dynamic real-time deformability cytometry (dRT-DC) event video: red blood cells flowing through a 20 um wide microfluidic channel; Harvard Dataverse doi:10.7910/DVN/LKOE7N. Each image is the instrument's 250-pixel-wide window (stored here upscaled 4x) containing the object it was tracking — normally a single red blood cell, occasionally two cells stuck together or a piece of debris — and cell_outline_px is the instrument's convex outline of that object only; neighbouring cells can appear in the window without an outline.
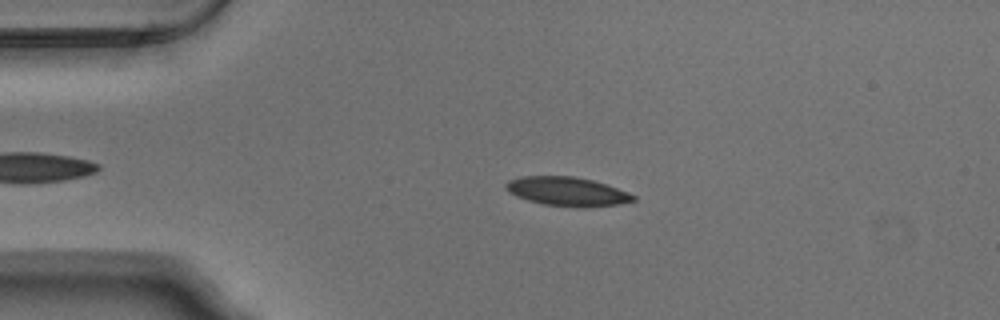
{"species": "Egyptian fruit bat (a non-hibernating species)", "species_latin": "Rousettus aegyptiacus", "temperature_condition": "warm", "stored_images_in_passage": 40, "camera_frame_rate_fps": 3000, "um_per_image_px": 0.085, "animal": {"sex": "male"}, "frame": {"image": 1, "passage_image": 8, "time_ms": 2.333, "image_size_px": [1000, 320], "cell_outline_px": [[636, 200], [620, 204], [584, 208], [580, 208], [544, 204], [528, 200], [516, 196], [508, 192], [504, 188], [504, 184], [508, 180], [520, 176], [572, 176], [592, 180], [628, 192], [636, 196]], "centroid_in_image_um": [48.18, 16.28], "position_along_channel_um": 36.8, "area_um2": 21.62}}
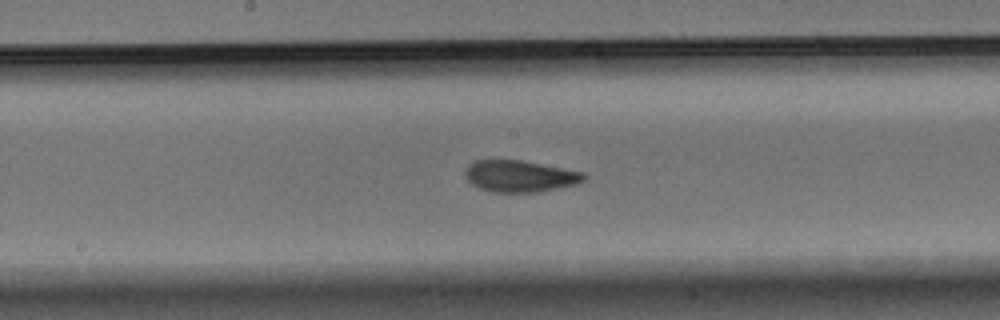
{"frame": {"image": 2, "passage_image": 24, "time_ms": 7.667, "image_size_px": [1000, 320], "cell_outline_px": [[588, 176], [584, 180], [576, 184], [536, 192], [492, 192], [480, 188], [472, 184], [468, 180], [464, 172], [468, 164], [476, 160], [520, 160], [584, 172]], "centroid_in_image_um": [44.18, 14.97], "position_along_channel_um": 204.0, "area_um2": 21.73}}
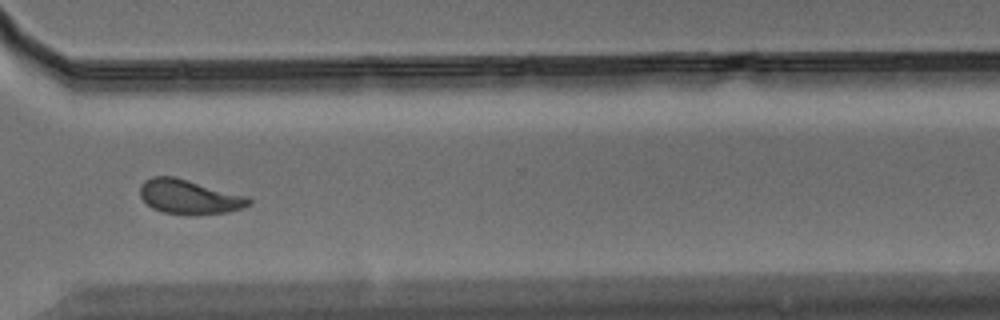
{"frame": {"image": 3, "passage_image": 36, "time_ms": 11.667, "image_size_px": [1000, 320], "cell_outline_px": [[252, 200], [248, 204], [240, 208], [228, 212], [160, 212], [152, 208], [140, 196], [140, 184], [144, 180], [152, 176], [176, 176], [248, 196]], "centroid_in_image_um": [16.04, 16.66], "position_along_channel_um": 354.6, "area_um2": 21.21}, "authors_computed_cell_mechanics": {"area_um2": 21.5594, "velocity_mm_per_s": 3.769, "shape_relaxation_time_tau1_ms": 4.1798, "shape_relaxation_time_tau2_ms": 1.6094, "deformation_change_tau1": 0.1431, "deformation_change_tau2": 0.0731}}